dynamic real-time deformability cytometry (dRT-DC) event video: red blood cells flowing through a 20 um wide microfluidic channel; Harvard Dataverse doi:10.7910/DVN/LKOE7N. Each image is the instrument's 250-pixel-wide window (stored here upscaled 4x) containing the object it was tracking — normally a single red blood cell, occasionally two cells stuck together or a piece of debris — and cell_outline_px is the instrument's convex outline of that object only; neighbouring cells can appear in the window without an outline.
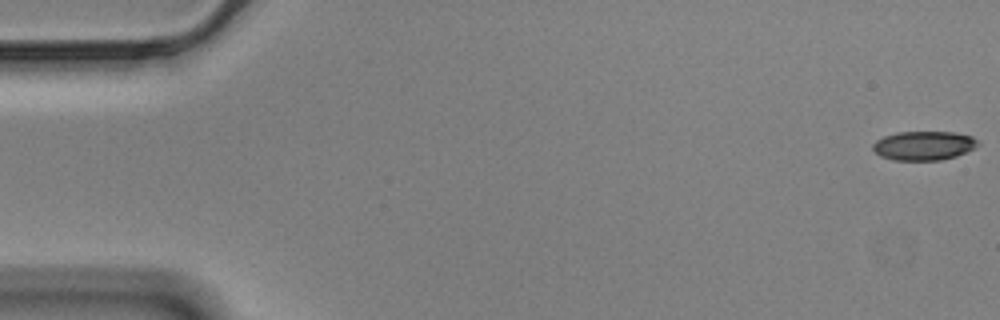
{"species": "Egyptian fruit bat (a non-hibernating species)", "species_latin": "Rousettus aegyptiacus", "temperature_condition": "cold", "stored_images_in_passage": 57, "camera_frame_rate_fps": 3000, "um_per_image_px": 0.085, "animal": {"sex": "male"}, "frame": {"image": 1, "passage_image": 1, "time_ms": 0.0, "image_size_px": [1000, 320], "cell_outline_px": [[980, 144], [956, 156], [940, 160], [892, 160], [880, 156], [872, 148], [872, 144], [876, 140], [884, 136], [900, 132], [956, 132], [972, 136]], "centroid_in_image_um": [78.49, 12.37], "position_along_channel_um": 6.5, "area_um2": 17.69}}
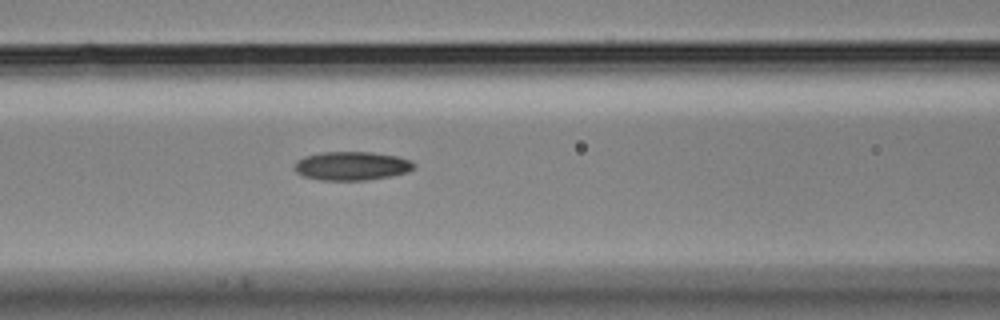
{"frame": {"image": 2, "passage_image": 24, "time_ms": 7.667, "image_size_px": [1000, 320], "cell_outline_px": [[416, 168], [408, 172], [392, 176], [364, 180], [320, 180], [304, 176], [296, 172], [296, 160], [304, 156], [320, 152], [372, 152], [396, 156], [412, 160], [416, 164]], "centroid_in_image_um": [29.94, 14.1], "position_along_channel_um": 136.7, "area_um2": 20.11}}
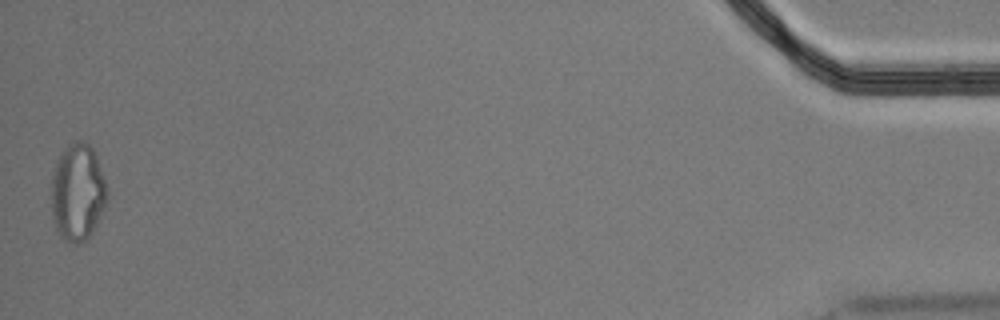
{"frame": {"image": 3, "passage_image": 57, "time_ms": 18.667, "image_size_px": [1000, 320], "cell_outline_px": [[108, 196], [104, 208], [92, 232], [84, 240], [76, 244], [72, 244], [60, 236], [56, 232], [52, 216], [52, 172], [60, 152], [68, 144], [76, 140], [80, 140], [88, 144], [92, 148], [96, 156], [108, 192]], "centroid_in_image_um": [6.58, 16.34], "position_along_channel_um": 428.6, "area_um2": 31.56}, "authors_computed_cell_mechanics": {"area_um2": 19.4786, "velocity_mm_per_s": 3.5028, "shape_relaxation_time_tau1_ms": 8.0069, "shape_relaxation_time_tau2_ms": 6.9211, "deformation_change_tau1": 0.1761, "deformation_change_tau2": 0.1423}}